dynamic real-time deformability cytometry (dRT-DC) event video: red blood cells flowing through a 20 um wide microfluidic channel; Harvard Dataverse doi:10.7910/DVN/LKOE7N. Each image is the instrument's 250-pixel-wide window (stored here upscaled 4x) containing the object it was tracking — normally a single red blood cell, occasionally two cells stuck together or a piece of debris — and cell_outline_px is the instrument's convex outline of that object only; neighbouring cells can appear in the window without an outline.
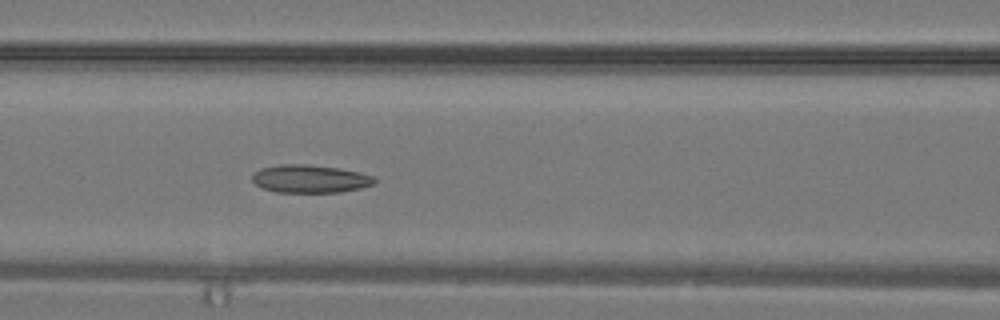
{"species": "common noctule bat (a hibernating species)", "species_latin": "Nyctalus noctula", "temperature_condition": "warm", "stored_images_in_passage": 15, "camera_frame_rate_fps": 3000, "um_per_image_px": 0.085, "animal": {"sex": "male", "body_mass_g": 19.2, "forearm_length_mm": 51.8}, "frame": {"image": 1, "passage_image": 15, "time_ms": 4.667, "image_size_px": [1000, 320], "cell_outline_px": [[376, 180], [372, 184], [360, 188], [340, 192], [276, 192], [260, 188], [252, 180], [252, 172], [260, 168], [280, 164], [308, 164], [340, 168], [360, 172], [372, 176]], "centroid_in_image_um": [26.3, 15.19], "position_along_channel_um": 140.3, "area_um2": 20.06}}